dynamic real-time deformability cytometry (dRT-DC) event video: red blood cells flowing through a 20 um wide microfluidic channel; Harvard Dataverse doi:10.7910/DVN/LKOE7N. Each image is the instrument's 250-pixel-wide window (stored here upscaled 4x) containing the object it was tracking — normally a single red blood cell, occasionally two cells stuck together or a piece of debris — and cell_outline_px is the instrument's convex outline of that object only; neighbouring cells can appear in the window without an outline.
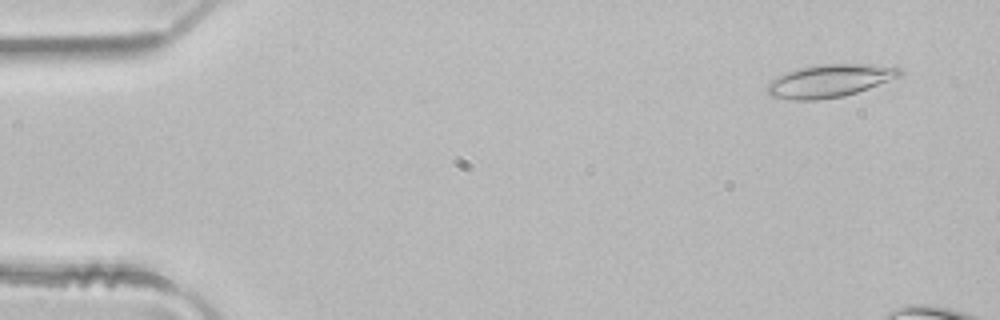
{"species": "common noctule bat (a hibernating species)", "species_latin": "Nyctalus noctula", "temperature_condition": "room temperature", "stored_images_in_passage": 11, "camera_frame_rate_fps": 3000, "um_per_image_px": 0.085, "animal": {"sex": "male", "body_mass_g": 21.5, "forearm_length_mm": 52.0}, "frame": {"image": 1, "passage_image": 4, "time_ms": 1.0, "image_size_px": [1000, 320], "cell_outline_px": [[904, 76], [844, 96], [820, 100], [792, 100], [768, 96], [764, 88], [772, 80], [784, 72], [800, 68], [820, 64], [872, 64], [900, 68], [904, 72]], "centroid_in_image_um": [70.52, 6.88], "position_along_channel_um": 14.5, "area_um2": 25.66}}